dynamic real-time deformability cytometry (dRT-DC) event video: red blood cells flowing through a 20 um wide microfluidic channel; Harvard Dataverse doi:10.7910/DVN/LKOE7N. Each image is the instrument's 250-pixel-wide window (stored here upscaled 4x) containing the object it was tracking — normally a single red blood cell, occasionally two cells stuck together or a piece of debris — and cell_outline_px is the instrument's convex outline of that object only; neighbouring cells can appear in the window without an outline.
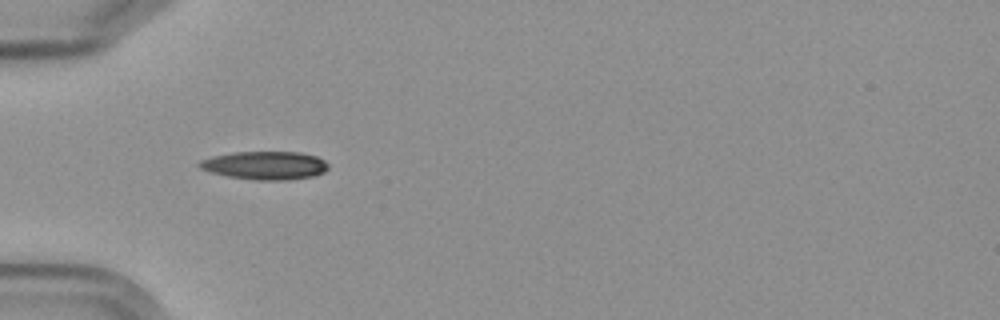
{"species": "Egyptian fruit bat (a non-hibernating species)", "species_latin": "Rousettus aegyptiacus", "temperature_condition": "cold", "stored_images_in_passage": 1, "camera_frame_rate_fps": 3000, "um_per_image_px": 0.085, "frame": {"image": 1, "passage_image": 1, "time_ms": 0.0, "image_size_px": [1000, 320], "cell_outline_px": [[328, 168], [324, 172], [312, 176], [288, 180], [256, 180], [228, 176], [212, 172], [200, 168], [196, 164], [200, 160], [212, 156], [232, 152], [300, 152], [316, 156], [324, 160], [328, 164]], "centroid_in_image_um": [22.52, 14.05], "position_along_channel_um": 62.5, "area_um2": 21.21}}